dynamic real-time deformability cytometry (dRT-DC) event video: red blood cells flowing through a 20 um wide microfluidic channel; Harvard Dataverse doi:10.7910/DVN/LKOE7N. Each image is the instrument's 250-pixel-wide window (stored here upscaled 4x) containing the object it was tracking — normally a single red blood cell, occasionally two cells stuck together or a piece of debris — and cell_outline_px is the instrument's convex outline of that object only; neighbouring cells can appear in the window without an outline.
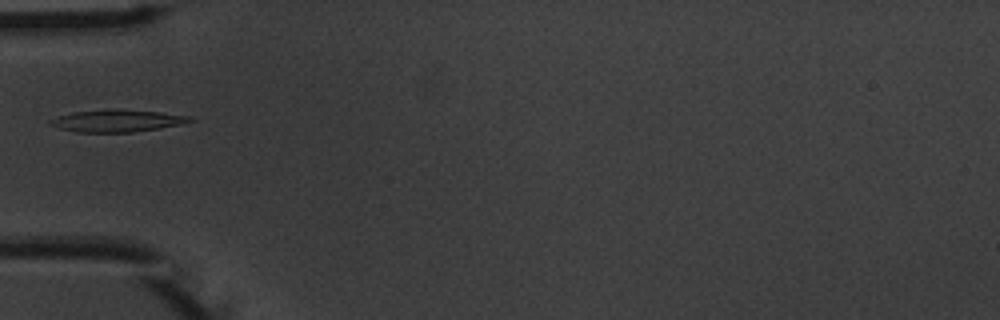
{"species": "common noctule bat (a hibernating species)", "species_latin": "Nyctalus noctula", "temperature_condition": "warm", "stored_images_in_passage": 3, "camera_frame_rate_fps": 3000, "um_per_image_px": 0.085, "animal": {"sex": "male", "body_mass_g": 20.1, "forearm_length_mm": 53.5}, "frame": {"image": 1, "passage_image": 2, "time_ms": 1.333, "image_size_px": [1000, 320], "cell_outline_px": [[192, 120], [184, 124], [160, 128], [132, 132], [76, 132], [60, 128], [48, 124], [48, 120], [72, 112], [116, 108], [120, 108], [160, 112], [192, 116]], "centroid_in_image_um": [9.97, 10.25], "position_along_channel_um": 75.0, "area_um2": 18.21}}
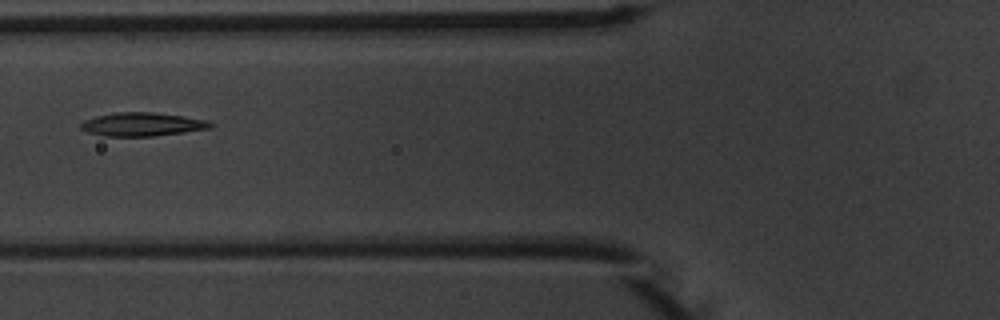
{"frame": {"image": 2, "passage_image": 3, "time_ms": 2.333, "image_size_px": [1000, 320], "cell_outline_px": [[212, 128], [184, 132], [152, 136], [104, 136], [88, 132], [80, 128], [80, 124], [84, 120], [96, 116], [116, 112], [152, 112], [184, 116], [208, 120], [212, 124]], "centroid_in_image_um": [12.08, 10.56], "position_along_channel_um": 113.7, "area_um2": 17.74}}